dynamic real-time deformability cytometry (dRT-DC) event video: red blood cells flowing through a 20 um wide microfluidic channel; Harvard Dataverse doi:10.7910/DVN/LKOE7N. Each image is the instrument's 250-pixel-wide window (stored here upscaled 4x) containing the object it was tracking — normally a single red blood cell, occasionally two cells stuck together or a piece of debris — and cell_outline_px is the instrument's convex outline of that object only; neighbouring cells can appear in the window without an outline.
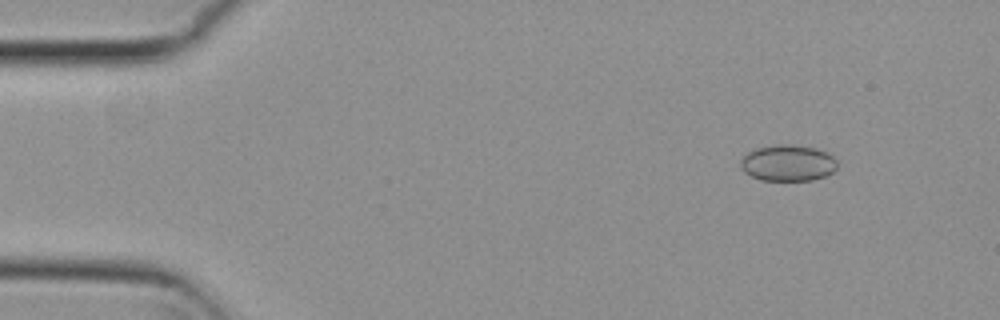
{"species": "common noctule bat (a hibernating species)", "species_latin": "Nyctalus noctula", "temperature_condition": "cold", "stored_images_in_passage": 54, "camera_frame_rate_fps": 3000, "um_per_image_px": 0.085, "animal": {"sex": "female", "body_mass_g": 29.2, "forearm_length_mm": 56.3}, "frame": {"image": 1, "passage_image": 6, "time_ms": 1.667, "image_size_px": [1000, 320], "cell_outline_px": [[836, 168], [832, 172], [824, 176], [812, 180], [760, 180], [744, 172], [740, 168], [740, 160], [748, 152], [756, 148], [784, 144], [792, 144], [816, 148], [828, 152], [836, 160]], "centroid_in_image_um": [66.96, 13.85], "position_along_channel_um": 18.0, "area_um2": 20.4}}
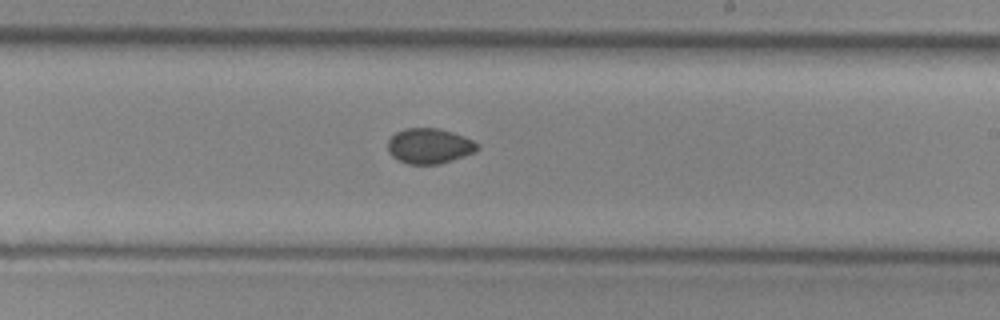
{"frame": {"image": 2, "passage_image": 32, "time_ms": 10.333, "image_size_px": [1000, 320], "cell_outline_px": [[480, 148], [476, 152], [440, 164], [408, 164], [392, 156], [388, 152], [388, 140], [396, 132], [404, 128], [436, 128], [452, 132], [464, 136], [480, 144]], "centroid_in_image_um": [36.52, 12.41], "position_along_channel_um": 252.5, "area_um2": 18.5}}
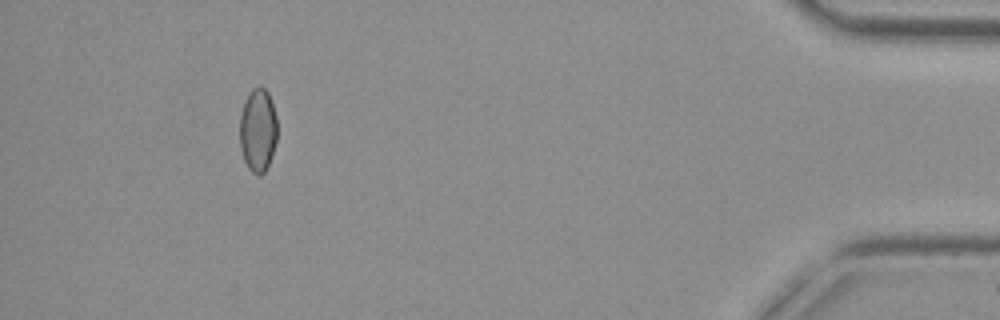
{"frame": {"image": 3, "passage_image": 50, "time_ms": 16.333, "image_size_px": [1000, 320], "cell_outline_px": [[276, 140], [268, 164], [264, 172], [260, 176], [256, 176], [248, 168], [244, 160], [240, 148], [240, 116], [244, 100], [248, 92], [252, 88], [260, 84], [268, 92], [276, 116]], "centroid_in_image_um": [21.89, 11.03], "position_along_channel_um": 413.3, "area_um2": 18.32}, "authors_computed_cell_mechanics": {"area_um2": 18.8717, "velocity_mm_per_s": 3.8066, "shape_relaxation_time_tau1_ms": null, "shape_relaxation_time_tau2_ms": 6.7239, "deformation_change_tau1": null, "deformation_change_tau2": 0.0541}}